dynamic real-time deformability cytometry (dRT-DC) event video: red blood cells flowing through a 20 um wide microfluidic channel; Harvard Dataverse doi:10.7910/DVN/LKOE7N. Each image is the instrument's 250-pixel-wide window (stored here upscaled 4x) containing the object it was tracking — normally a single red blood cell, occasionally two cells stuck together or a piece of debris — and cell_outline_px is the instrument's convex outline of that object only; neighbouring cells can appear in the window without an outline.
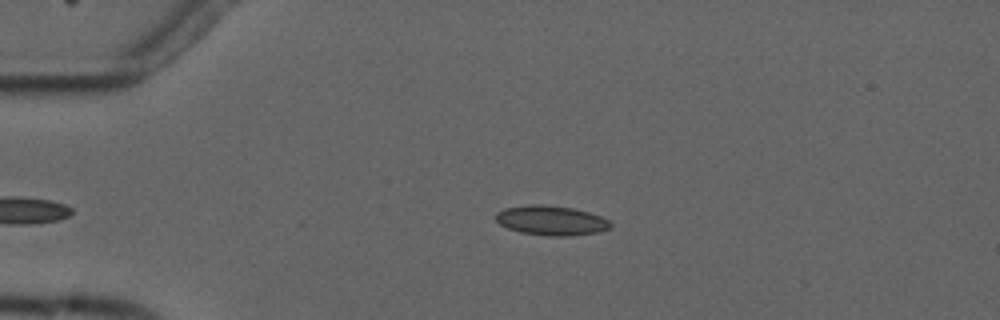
{"species": "common noctule bat (a hibernating species)", "species_latin": "Nyctalus noctula", "temperature_condition": "cold", "stored_images_in_passage": 5, "camera_frame_rate_fps": 3000, "um_per_image_px": 0.085, "animal": {"sex": "male", "forearm_length_mm": 52.5}, "frame": {"image": 1, "passage_image": 5, "time_ms": 4.667, "image_size_px": [1000, 320], "cell_outline_px": [[612, 228], [600, 232], [572, 236], [548, 236], [520, 232], [508, 228], [500, 224], [496, 220], [496, 212], [504, 208], [532, 204], [544, 204], [572, 208], [588, 212], [600, 216], [608, 220], [612, 224]], "centroid_in_image_um": [46.87, 18.74], "position_along_channel_um": 38.1, "area_um2": 19.94}}